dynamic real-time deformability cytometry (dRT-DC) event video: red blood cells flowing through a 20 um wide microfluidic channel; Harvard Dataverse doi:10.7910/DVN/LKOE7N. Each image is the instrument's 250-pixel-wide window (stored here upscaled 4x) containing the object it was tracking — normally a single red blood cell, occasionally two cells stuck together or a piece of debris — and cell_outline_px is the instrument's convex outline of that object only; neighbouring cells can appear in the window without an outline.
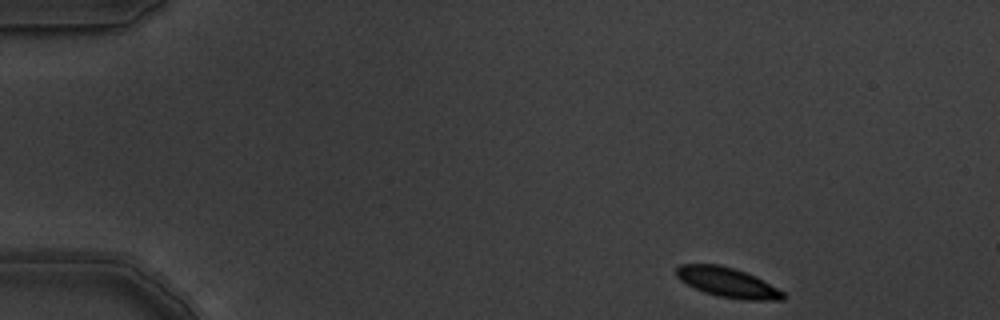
{"species": "common noctule bat (a hibernating species)", "species_latin": "Nyctalus noctula", "temperature_condition": "warm", "stored_images_in_passage": 4, "camera_frame_rate_fps": 3000, "um_per_image_px": 0.085, "animal": {"sex": "male", "body_mass_g": 19.5, "forearm_length_mm": 54.6}, "frame": {"image": 1, "passage_image": 1, "time_ms": 0.0, "image_size_px": [1000, 320], "cell_outline_px": [[784, 300], [744, 300], [720, 296], [704, 292], [680, 280], [676, 276], [676, 268], [680, 264], [720, 264], [756, 276], [784, 292]], "centroid_in_image_um": [61.84, 24.0], "position_along_channel_um": 23.2, "area_um2": 18.32}}
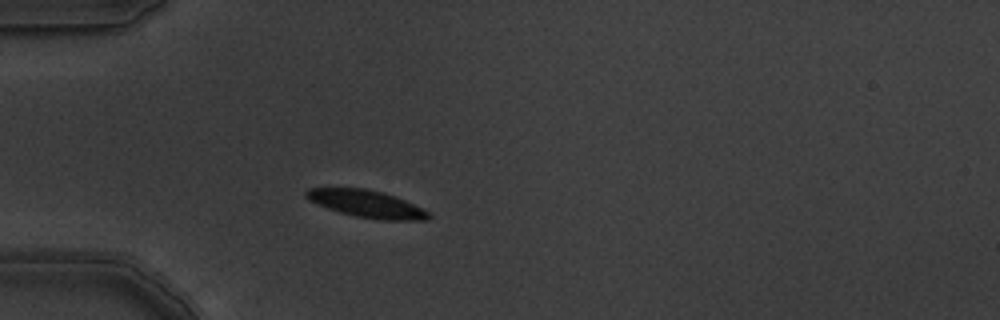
{"frame": {"image": 2, "passage_image": 4, "time_ms": 1.0, "image_size_px": [1000, 320], "cell_outline_px": [[432, 216], [428, 220], [380, 220], [356, 216], [340, 212], [328, 208], [308, 200], [304, 196], [304, 192], [308, 188], [364, 188], [384, 192], [424, 208], [432, 212]], "centroid_in_image_um": [31.21, 17.33], "position_along_channel_um": 53.8, "area_um2": 19.59}}